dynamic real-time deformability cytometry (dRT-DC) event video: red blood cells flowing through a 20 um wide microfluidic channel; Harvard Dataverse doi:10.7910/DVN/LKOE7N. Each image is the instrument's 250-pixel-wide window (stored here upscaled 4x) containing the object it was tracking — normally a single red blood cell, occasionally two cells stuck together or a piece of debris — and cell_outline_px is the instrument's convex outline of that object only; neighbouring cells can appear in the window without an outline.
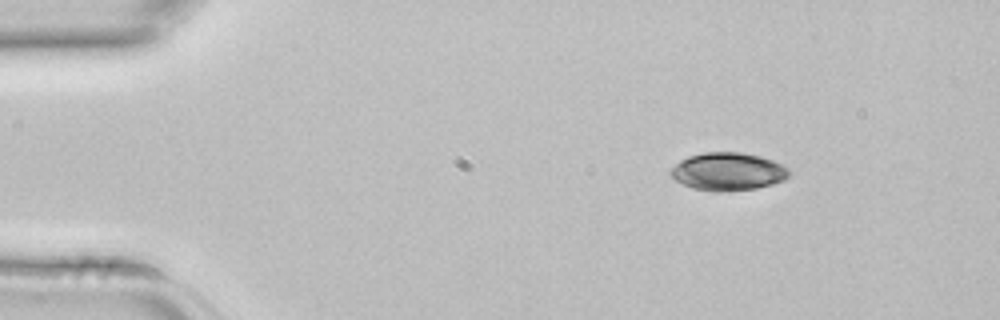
{"species": "common noctule bat (a hibernating species)", "species_latin": "Nyctalus noctula", "temperature_condition": "room temperature", "stored_images_in_passage": 2, "camera_frame_rate_fps": 3000, "um_per_image_px": 0.085, "animal": {"sex": "female", "body_mass_g": 22.7, "forearm_length_mm": 54.2}, "frame": {"image": 1, "passage_image": 1, "time_ms": 0.0, "image_size_px": [1000, 320], "cell_outline_px": [[788, 176], [784, 180], [772, 184], [756, 188], [724, 192], [720, 192], [692, 188], [676, 180], [668, 172], [680, 160], [688, 156], [704, 152], [740, 152], [760, 156], [772, 160], [788, 168]], "centroid_in_image_um": [61.86, 14.58], "position_along_channel_um": 23.1, "area_um2": 26.01}}